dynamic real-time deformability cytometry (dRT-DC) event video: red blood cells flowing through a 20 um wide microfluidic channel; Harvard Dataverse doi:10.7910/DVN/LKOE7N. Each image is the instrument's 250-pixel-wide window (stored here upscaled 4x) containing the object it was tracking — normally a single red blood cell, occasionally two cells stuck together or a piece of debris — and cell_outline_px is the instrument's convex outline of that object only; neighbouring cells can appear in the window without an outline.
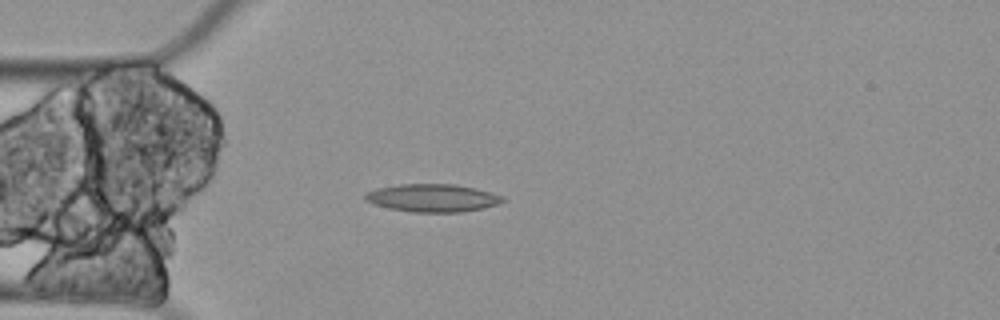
{"species": "Egyptian fruit bat (a non-hibernating species)", "species_latin": "Rousettus aegyptiacus", "temperature_condition": "cold", "stored_images_in_passage": 4, "camera_frame_rate_fps": 3000, "um_per_image_px": 0.085, "animal": {"sex": "female"}, "frame": {"image": 1, "passage_image": 3, "time_ms": 0.667, "image_size_px": [1000, 320], "cell_outline_px": [[508, 200], [484, 208], [460, 212], [412, 212], [388, 208], [364, 200], [364, 196], [368, 192], [376, 188], [400, 184], [456, 184], [476, 188], [504, 196]], "centroid_in_image_um": [36.8, 16.82], "position_along_channel_um": 48.2, "area_um2": 22.37}}